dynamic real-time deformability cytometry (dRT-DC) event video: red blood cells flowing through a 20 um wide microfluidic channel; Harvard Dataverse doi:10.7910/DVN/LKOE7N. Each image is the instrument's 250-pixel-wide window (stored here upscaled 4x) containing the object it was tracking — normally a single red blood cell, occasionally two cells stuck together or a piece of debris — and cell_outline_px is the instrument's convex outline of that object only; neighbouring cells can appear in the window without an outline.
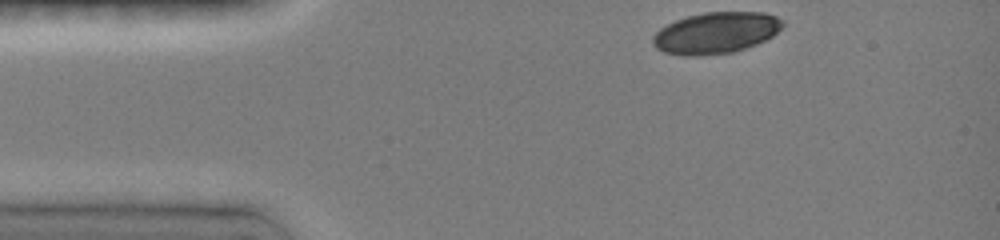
{"species": "common noctule bat (a hibernating species)", "species_latin": "Nyctalus noctula", "temperature_condition": "room temperature", "stored_images_in_passage": 36, "camera_frame_rate_fps": 3000, "um_per_image_px": 0.085, "animal": {"sex": "female", "body_mass_g": 19.0, "forearm_length_mm": 51.5}, "frame": {"image": 1, "passage_image": 1, "time_ms": 0.0, "image_size_px": [1000, 240], "cell_outline_px": [[784, 24], [772, 36], [756, 44], [732, 52], [696, 56], [688, 56], [664, 52], [656, 48], [652, 44], [652, 36], [660, 28], [676, 20], [688, 16], [704, 12], [764, 12], [776, 16], [784, 20]], "centroid_in_image_um": [60.84, 2.78], "position_along_channel_um": 24.2, "area_um2": 31.15}}